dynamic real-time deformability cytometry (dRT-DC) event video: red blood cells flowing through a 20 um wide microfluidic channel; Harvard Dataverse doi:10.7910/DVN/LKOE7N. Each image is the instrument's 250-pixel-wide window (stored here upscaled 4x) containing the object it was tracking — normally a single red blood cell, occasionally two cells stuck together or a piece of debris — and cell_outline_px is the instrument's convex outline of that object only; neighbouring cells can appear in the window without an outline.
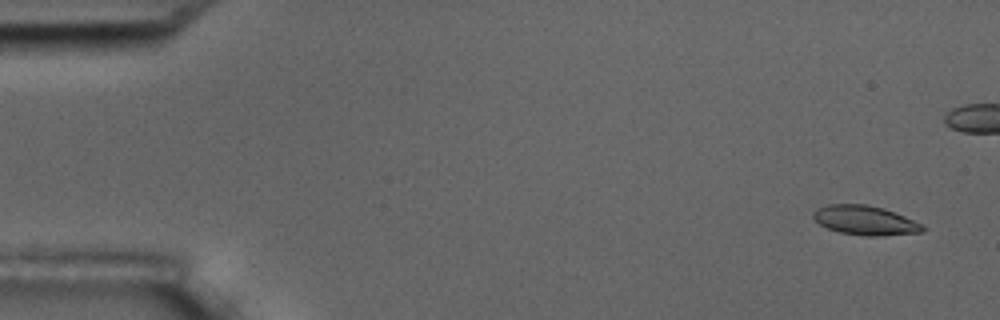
{"species": "common noctule bat (a hibernating species)", "species_latin": "Nyctalus noctula", "temperature_condition": "room temperature", "stored_images_in_passage": 58, "camera_frame_rate_fps": 3000, "um_per_image_px": 0.085, "animal": {"sex": "male", "body_mass_g": 17.5, "forearm_length_mm": 52.3}, "frame": {"image": 1, "passage_image": 3, "time_ms": 0.667, "image_size_px": [1000, 320], "cell_outline_px": [[928, 228], [924, 232], [880, 236], [864, 236], [840, 232], [828, 228], [820, 224], [812, 216], [812, 212], [816, 208], [828, 204], [864, 204], [884, 208], [904, 216]], "centroid_in_image_um": [73.53, 18.73], "position_along_channel_um": 11.5, "area_um2": 18.73}}
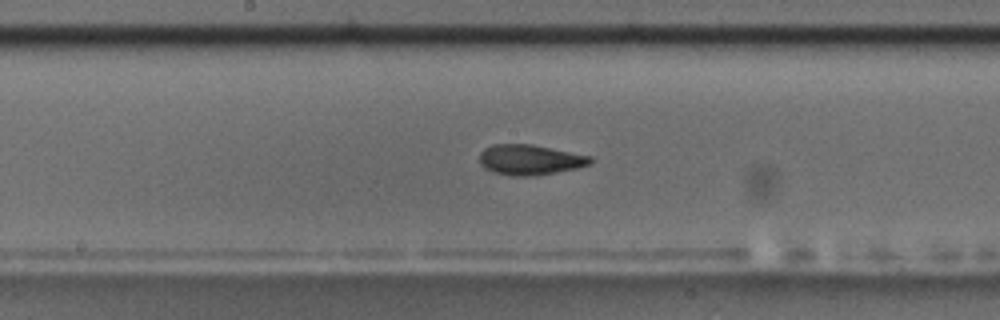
{"frame": {"image": 2, "passage_image": 30, "time_ms": 9.667, "image_size_px": [1000, 320], "cell_outline_px": [[592, 164], [576, 168], [532, 176], [512, 176], [492, 172], [484, 168], [480, 164], [480, 152], [484, 148], [492, 144], [532, 144], [592, 156]], "centroid_in_image_um": [45.03, 13.57], "position_along_channel_um": 203.2, "area_um2": 19.65}}
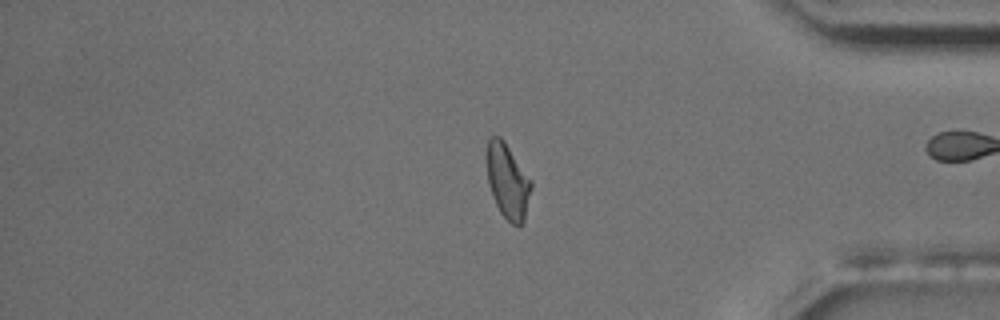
{"frame": {"image": 3, "passage_image": 48, "time_ms": 15.667, "image_size_px": [1000, 320], "cell_outline_px": [[532, 188], [524, 220], [520, 224], [512, 224], [500, 212], [492, 196], [488, 184], [488, 140], [492, 136], [500, 136], [504, 140], [532, 180]], "centroid_in_image_um": [43.18, 15.4], "position_along_channel_um": 392.0, "area_um2": 19.13}, "authors_computed_cell_mechanics": {"area_um2": 19.0162, "velocity_mm_per_s": 3.5373, "shape_relaxation_time_tau1_ms": 3.3593, "shape_relaxation_time_tau2_ms": 2.1346, "deformation_change_tau1": 0.1285, "deformation_change_tau2": 0.0893}}